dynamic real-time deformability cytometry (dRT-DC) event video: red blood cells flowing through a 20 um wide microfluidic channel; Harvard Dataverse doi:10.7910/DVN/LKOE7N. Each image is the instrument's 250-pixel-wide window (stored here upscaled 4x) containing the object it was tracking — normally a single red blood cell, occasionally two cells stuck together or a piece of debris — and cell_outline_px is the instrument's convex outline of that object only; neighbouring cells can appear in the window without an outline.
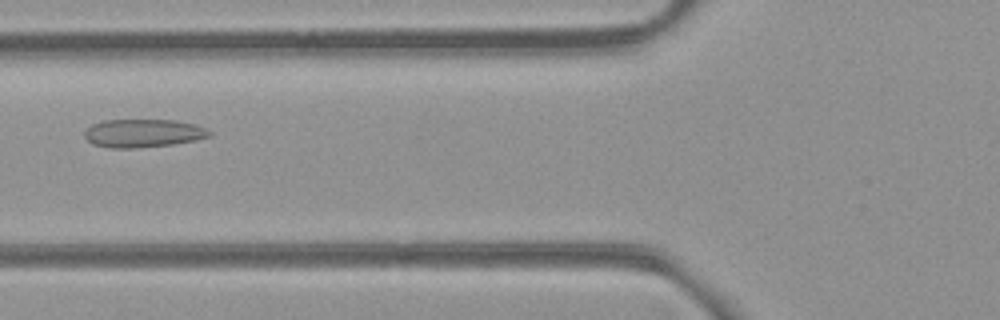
{"species": "common noctule bat (a hibernating species)", "species_latin": "Nyctalus noctula", "temperature_condition": "room temperature", "stored_images_in_passage": 50, "camera_frame_rate_fps": 3000, "um_per_image_px": 0.085, "animal": {"sex": "female", "body_mass_g": 21.9}, "frame": {"image": 1, "passage_image": 18, "time_ms": 5.667, "image_size_px": [1000, 320], "cell_outline_px": [[212, 136], [196, 140], [172, 144], [136, 148], [108, 148], [92, 144], [84, 136], [84, 132], [92, 124], [104, 120], [176, 120], [196, 124], [212, 132]], "centroid_in_image_um": [12.17, 11.32], "position_along_channel_um": 113.6, "area_um2": 20.63}}
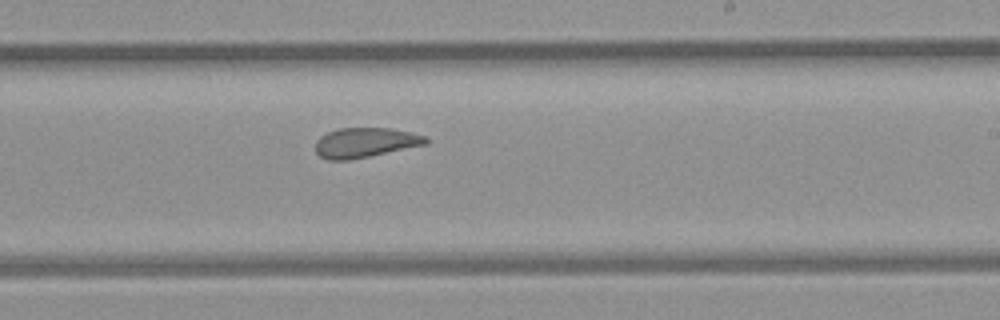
{"frame": {"image": 2, "passage_image": 29, "time_ms": 9.333, "image_size_px": [1000, 320], "cell_outline_px": [[428, 144], [348, 160], [328, 160], [320, 156], [316, 152], [316, 140], [320, 136], [328, 132], [340, 128], [392, 128], [412, 132], [428, 136]], "centroid_in_image_um": [31.07, 12.11], "position_along_channel_um": 257.9, "area_um2": 19.19}}
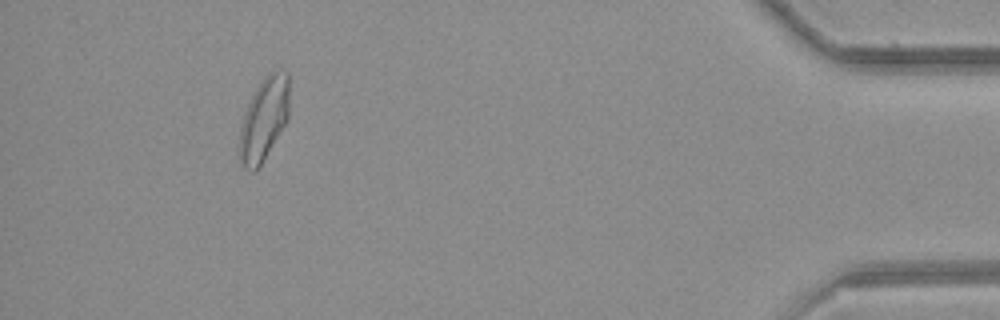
{"frame": {"image": 3, "passage_image": 46, "time_ms": 15.0, "image_size_px": [1000, 320], "cell_outline_px": [[288, 120], [256, 172], [252, 172], [244, 168], [240, 156], [240, 128], [248, 104], [256, 88], [268, 72], [272, 68], [280, 68], [288, 72]], "centroid_in_image_um": [22.46, 10.08], "position_along_channel_um": 412.7, "area_um2": 24.04}, "authors_computed_cell_mechanics": {"area_um2": 21.5883, "velocity_mm_per_s": 3.9403, "shape_relaxation_time_tau1_ms": null, "shape_relaxation_time_tau2_ms": 2.8385, "deformation_change_tau1": null, "deformation_change_tau2": 0.0867}}